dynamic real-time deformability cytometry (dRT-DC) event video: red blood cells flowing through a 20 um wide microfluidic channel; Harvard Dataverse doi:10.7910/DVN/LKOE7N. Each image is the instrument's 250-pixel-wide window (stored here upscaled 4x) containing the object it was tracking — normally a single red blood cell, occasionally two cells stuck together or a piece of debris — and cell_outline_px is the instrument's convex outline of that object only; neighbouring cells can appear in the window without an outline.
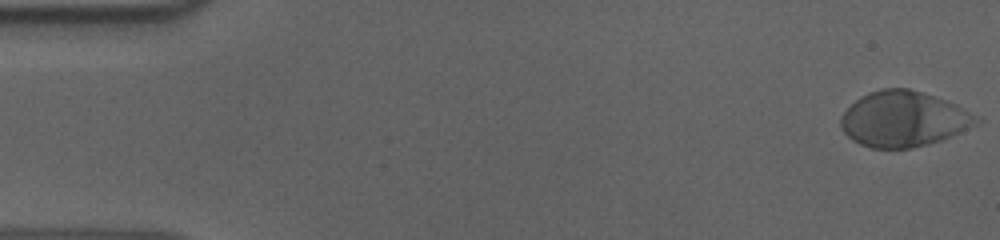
{"species": "human", "species_latin": "Homo sapiens", "temperature_condition": "cold", "stored_images_in_passage": 56, "camera_frame_rate_fps": 3000, "um_per_image_px": 0.085, "donor": {"sex": "male"}, "frame": {"image": 1, "passage_image": 1, "time_ms": 0.0, "image_size_px": [1000, 240], "cell_outline_px": [[980, 120], [960, 132], [940, 140], [928, 144], [912, 148], [872, 148], [860, 144], [852, 140], [840, 128], [840, 116], [860, 96], [868, 92], [884, 88], [908, 88], [956, 104], [976, 116]], "centroid_in_image_um": [76.74, 10.12], "position_along_channel_um": 8.3, "area_um2": 43.29}}
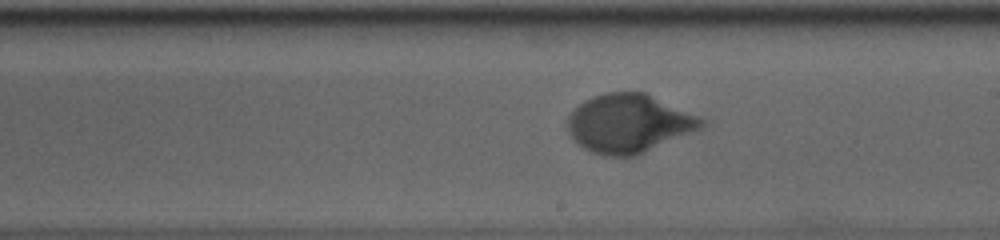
{"frame": {"image": 2, "passage_image": 32, "time_ms": 10.333, "image_size_px": [1000, 240], "cell_outline_px": [[708, 124], [704, 128], [636, 156], [608, 156], [592, 152], [584, 148], [568, 132], [568, 116], [584, 100], [592, 96], [604, 92], [644, 92], [700, 116], [708, 120]], "centroid_in_image_um": [53.52, 10.49], "position_along_channel_um": 235.5, "area_um2": 45.84}}
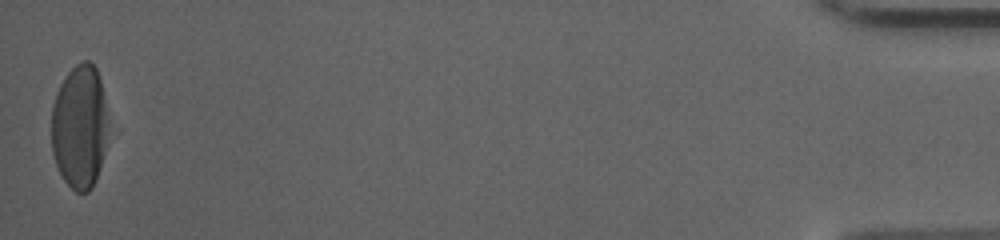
{"frame": {"image": 3, "passage_image": 56, "time_ms": 18.333, "image_size_px": [1000, 240], "cell_outline_px": [[112, 128], [92, 188], [88, 192], [76, 192], [64, 180], [56, 164], [52, 152], [52, 108], [56, 92], [60, 84], [68, 72], [76, 64], [84, 60], [88, 60], [96, 68], [100, 80]], "centroid_in_image_um": [6.81, 10.75], "position_along_channel_um": 428.4, "area_um2": 41.56}, "authors_computed_cell_mechanics": {"area_um2": 43.3211, "velocity_mm_per_s": 3.5801, "shape_relaxation_time_tau1_ms": 3.9485, "shape_relaxation_time_tau2_ms": null, "deformation_change_tau1": 0.1809, "deformation_change_tau2": null}}